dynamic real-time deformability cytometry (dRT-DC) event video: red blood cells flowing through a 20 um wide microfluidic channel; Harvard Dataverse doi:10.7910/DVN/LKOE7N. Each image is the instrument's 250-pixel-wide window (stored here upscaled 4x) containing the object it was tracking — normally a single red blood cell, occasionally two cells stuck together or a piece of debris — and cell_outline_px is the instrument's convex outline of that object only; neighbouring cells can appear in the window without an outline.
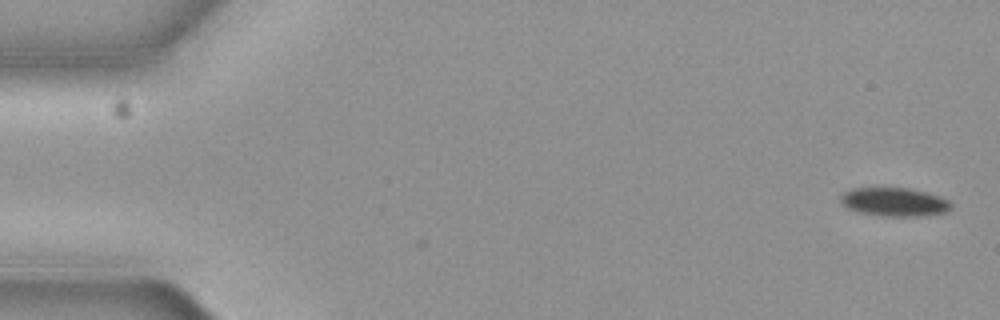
{"species": "common noctule bat (a hibernating species)", "species_latin": "Nyctalus noctula", "temperature_condition": "cold", "stored_images_in_passage": 2, "camera_frame_rate_fps": 3000, "um_per_image_px": 0.085, "animal": {"sex": "female", "body_mass_g": 19.3, "forearm_length_mm": 54.1}, "frame": {"image": 1, "passage_image": 1, "time_ms": 0.0, "image_size_px": [1000, 320], "cell_outline_px": [[952, 208], [944, 212], [924, 216], [884, 216], [860, 212], [848, 208], [840, 200], [840, 196], [844, 192], [852, 188], [908, 188], [928, 192], [940, 196], [948, 200], [952, 204]], "centroid_in_image_um": [76.05, 17.16], "position_along_channel_um": 9.0, "area_um2": 18.38}}